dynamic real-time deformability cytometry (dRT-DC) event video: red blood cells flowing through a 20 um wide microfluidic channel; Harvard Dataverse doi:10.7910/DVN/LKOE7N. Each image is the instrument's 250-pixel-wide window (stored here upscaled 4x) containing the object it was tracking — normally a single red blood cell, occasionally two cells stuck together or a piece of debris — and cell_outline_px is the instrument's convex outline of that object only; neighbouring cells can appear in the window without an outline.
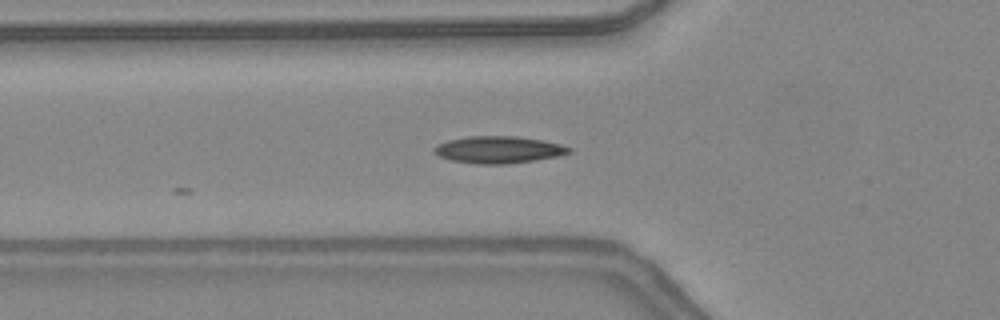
{"species": "common noctule bat (a hibernating species)", "species_latin": "Nyctalus noctula", "temperature_condition": "warm", "stored_images_in_passage": 6, "camera_frame_rate_fps": 3000, "um_per_image_px": 0.085, "animal": {"sex": "female", "body_mass_g": 24.6, "forearm_length_mm": 56.2}, "frame": {"image": 1, "passage_image": 3, "time_ms": 0.667, "image_size_px": [1000, 320], "cell_outline_px": [[572, 152], [556, 156], [536, 160], [504, 164], [476, 164], [452, 160], [440, 156], [432, 152], [432, 148], [436, 144], [448, 140], [468, 136], [516, 136], [540, 140], [560, 144], [572, 148]], "centroid_in_image_um": [42.33, 12.72], "position_along_channel_um": 83.5, "area_um2": 21.21}}
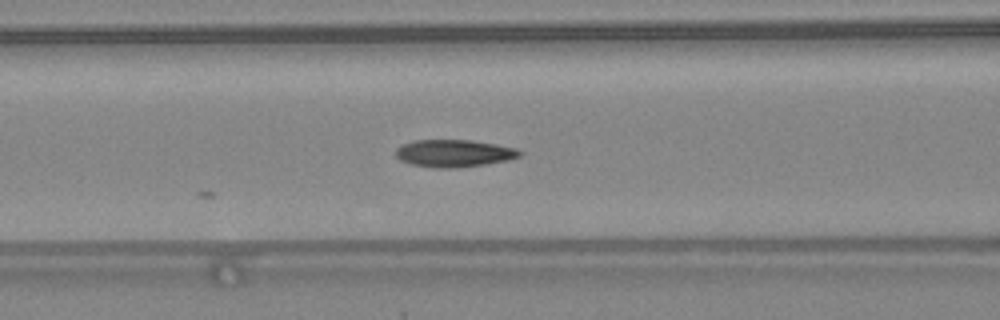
{"frame": {"image": 2, "passage_image": 6, "time_ms": 1.667, "image_size_px": [1000, 320], "cell_outline_px": [[524, 152], [520, 156], [508, 160], [484, 164], [456, 168], [436, 168], [412, 164], [400, 160], [396, 156], [396, 148], [404, 144], [416, 140], [472, 140], [496, 144], [516, 148]], "centroid_in_image_um": [38.62, 13.03], "position_along_channel_um": 128.0, "area_um2": 19.71}}